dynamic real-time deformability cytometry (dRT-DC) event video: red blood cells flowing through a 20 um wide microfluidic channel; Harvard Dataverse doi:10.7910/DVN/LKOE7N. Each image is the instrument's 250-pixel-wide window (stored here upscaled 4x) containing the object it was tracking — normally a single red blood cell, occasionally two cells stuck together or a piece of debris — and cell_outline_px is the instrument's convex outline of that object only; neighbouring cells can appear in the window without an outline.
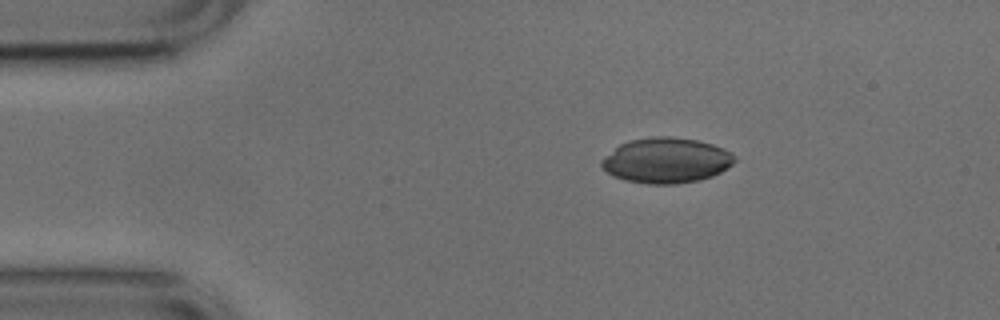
{"species": "common noctule bat (a hibernating species)", "species_latin": "Nyctalus noctula", "temperature_condition": "cold", "stored_images_in_passage": 44, "camera_frame_rate_fps": 3000, "um_per_image_px": 0.085, "animal": {"sex": "male", "body_mass_g": 17.9, "forearm_length_mm": 54.2}, "frame": {"image": 1, "passage_image": 1, "time_ms": 0.0, "image_size_px": [1000, 320], "cell_outline_px": [[736, 160], [732, 164], [720, 172], [712, 176], [700, 180], [676, 184], [648, 184], [624, 180], [612, 176], [600, 164], [600, 160], [620, 144], [632, 140], [652, 136], [672, 136], [696, 140], [712, 144], [724, 148], [732, 152], [736, 156]], "centroid_in_image_um": [56.65, 13.63], "position_along_channel_um": 28.4, "area_um2": 35.26}}
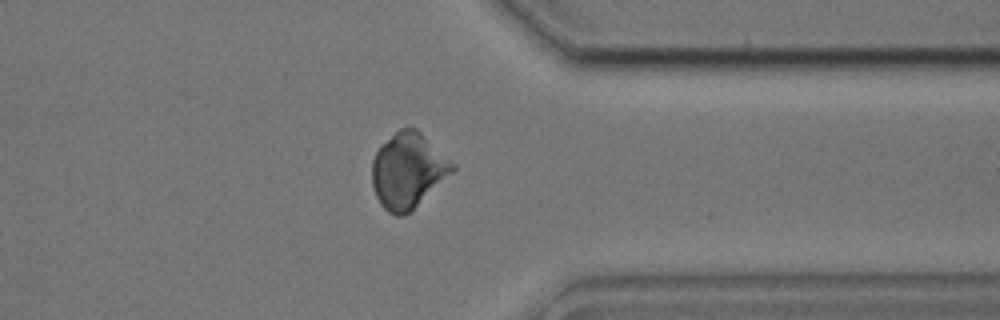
{"frame": {"image": 2, "passage_image": 33, "time_ms": 10.667, "image_size_px": [1000, 320], "cell_outline_px": [[456, 168], [452, 172], [404, 216], [396, 216], [388, 212], [380, 204], [376, 196], [372, 184], [372, 160], [380, 144], [400, 128], [416, 128], [456, 164]], "centroid_in_image_um": [34.65, 14.47], "position_along_channel_um": 376.7, "area_um2": 34.91}}